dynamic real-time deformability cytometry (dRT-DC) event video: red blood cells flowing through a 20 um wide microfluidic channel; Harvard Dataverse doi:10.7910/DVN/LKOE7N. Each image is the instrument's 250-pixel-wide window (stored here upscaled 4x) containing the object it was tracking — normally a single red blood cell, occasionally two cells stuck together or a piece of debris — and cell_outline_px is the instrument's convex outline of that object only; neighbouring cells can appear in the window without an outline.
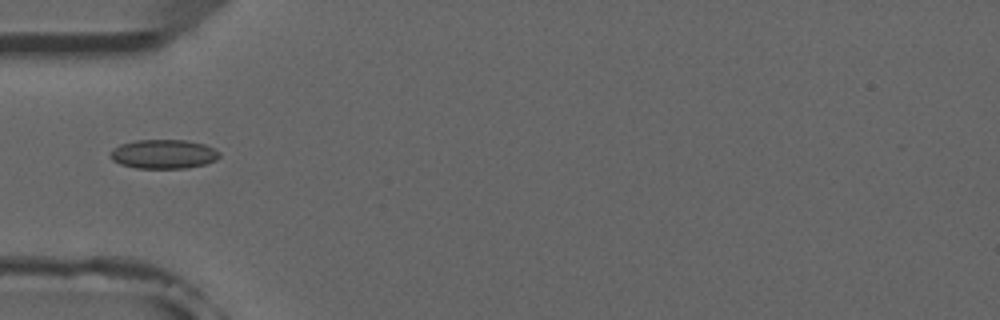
{"species": "common noctule bat (a hibernating species)", "species_latin": "Nyctalus noctula", "temperature_condition": "room temperature", "stored_images_in_passage": 2, "camera_frame_rate_fps": 3000, "um_per_image_px": 0.085, "animal": {"sex": "male", "forearm_length_mm": 52.5}, "frame": {"image": 1, "passage_image": 1, "time_ms": 0.0, "image_size_px": [1000, 320], "cell_outline_px": [[220, 156], [216, 160], [204, 164], [188, 168], [136, 168], [120, 164], [112, 160], [108, 156], [108, 152], [112, 148], [120, 144], [136, 140], [184, 140], [204, 144], [220, 152]], "centroid_in_image_um": [13.85, 13.1], "position_along_channel_um": 71.2, "area_um2": 18.67}}
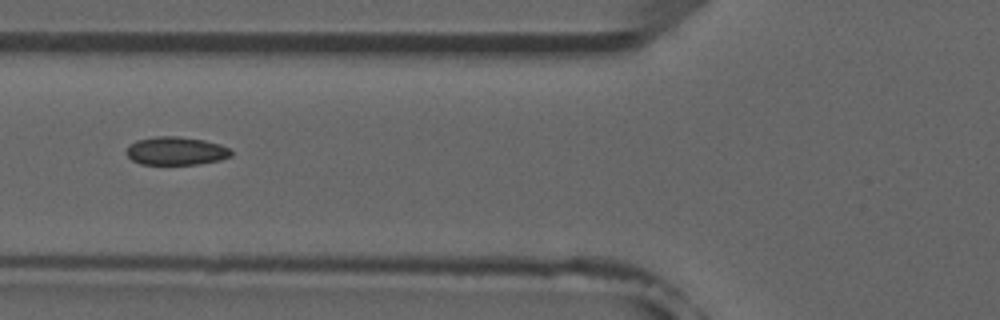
{"frame": {"image": 2, "passage_image": 2, "time_ms": 1.0, "image_size_px": [1000, 320], "cell_outline_px": [[232, 156], [220, 160], [196, 164], [140, 164], [132, 160], [124, 152], [128, 144], [136, 140], [156, 136], [176, 136], [204, 140], [220, 144], [228, 148], [232, 152]], "centroid_in_image_um": [14.92, 12.82], "position_along_channel_um": 110.9, "area_um2": 17.34}}